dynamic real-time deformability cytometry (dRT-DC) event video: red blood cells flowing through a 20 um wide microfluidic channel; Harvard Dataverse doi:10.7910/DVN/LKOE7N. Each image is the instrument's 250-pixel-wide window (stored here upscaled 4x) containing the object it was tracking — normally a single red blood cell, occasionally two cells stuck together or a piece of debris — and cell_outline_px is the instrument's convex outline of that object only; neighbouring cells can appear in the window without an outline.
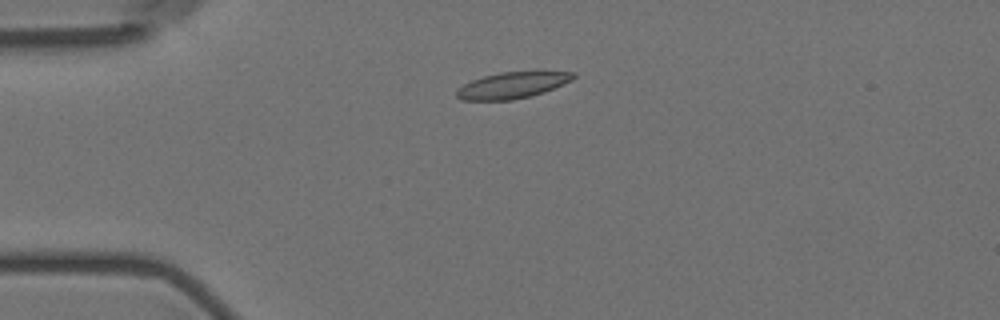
{"species": "Egyptian fruit bat (a non-hibernating species)", "species_latin": "Rousettus aegyptiacus", "temperature_condition": "room temperature", "stored_images_in_passage": 5, "camera_frame_rate_fps": 3000, "um_per_image_px": 0.085, "animal": {"sex": "female"}, "frame": {"image": 1, "passage_image": 3, "time_ms": 3.0, "image_size_px": [1000, 320], "cell_outline_px": [[576, 76], [572, 80], [544, 92], [532, 96], [512, 100], [460, 100], [456, 96], [456, 88], [472, 80], [484, 76], [500, 72], [576, 72]], "centroid_in_image_um": [43.51, 7.26], "position_along_channel_um": 41.5, "area_um2": 17.8}}
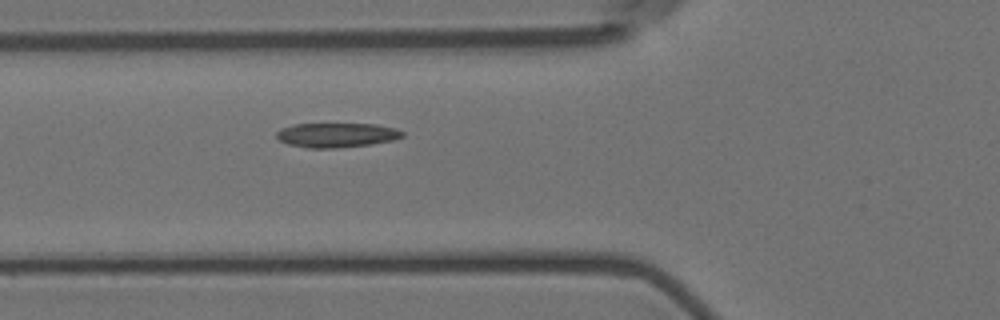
{"frame": {"image": 2, "passage_image": 5, "time_ms": 5.333, "image_size_px": [1000, 320], "cell_outline_px": [[404, 136], [392, 140], [372, 144], [336, 148], [308, 148], [288, 144], [280, 140], [276, 136], [276, 132], [280, 128], [296, 124], [376, 124], [396, 128], [404, 132]], "centroid_in_image_um": [28.62, 11.48], "position_along_channel_um": 97.2, "area_um2": 17.98}}